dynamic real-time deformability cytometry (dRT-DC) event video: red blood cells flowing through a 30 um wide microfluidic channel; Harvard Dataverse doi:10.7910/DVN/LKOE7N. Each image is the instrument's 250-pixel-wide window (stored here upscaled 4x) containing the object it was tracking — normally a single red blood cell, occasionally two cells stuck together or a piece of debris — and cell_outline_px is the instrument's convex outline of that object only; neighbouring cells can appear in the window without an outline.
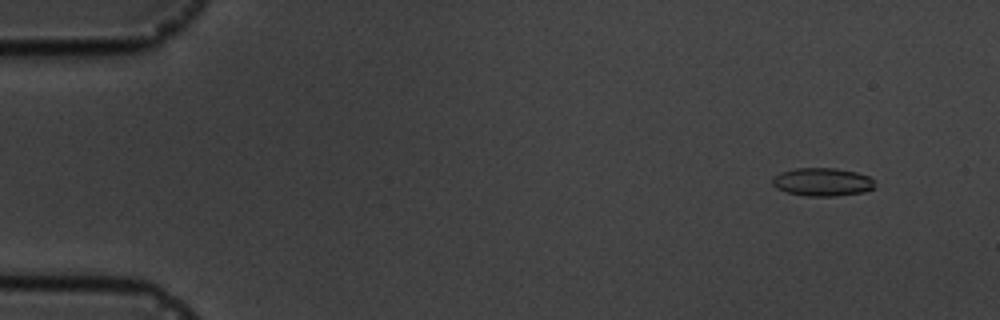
{"species": "common noctule bat (a hibernating species)", "species_latin": "Nyctalus noctula", "temperature_condition": "cold", "stored_images_in_passage": 4, "camera_frame_rate_fps": 3000, "um_per_image_px": 0.085, "animal": {"sex": "male", "body_mass_g": 19.5, "forearm_length_mm": 54.6}, "frame": {"image": 1, "passage_image": 1, "time_ms": 0.0, "image_size_px": [1000, 320], "cell_outline_px": [[872, 188], [864, 192], [836, 196], [808, 196], [788, 192], [776, 188], [772, 184], [772, 176], [780, 172], [796, 168], [836, 168], [856, 172], [868, 176], [872, 180]], "centroid_in_image_um": [69.85, 15.46], "position_along_channel_um": 15.2, "area_um2": 16.7}}
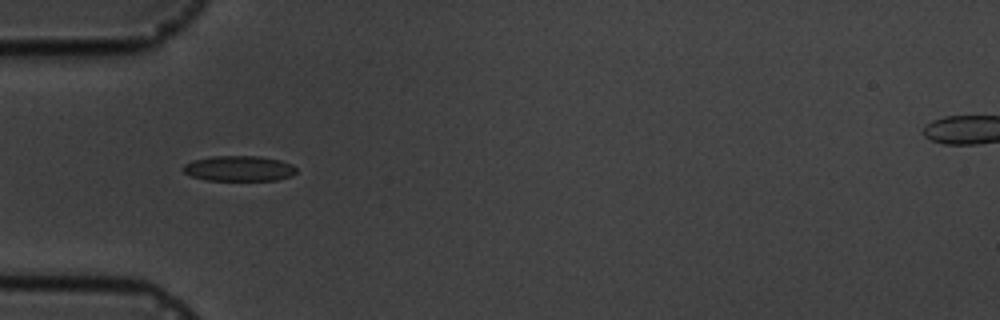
{"frame": {"image": 2, "passage_image": 4, "time_ms": 4.333, "image_size_px": [1000, 320], "cell_outline_px": [[296, 172], [292, 176], [276, 180], [204, 180], [192, 176], [184, 172], [180, 168], [184, 164], [192, 160], [212, 156], [260, 156], [280, 160], [292, 164], [296, 168]], "centroid_in_image_um": [20.3, 14.31], "position_along_channel_um": 64.7, "area_um2": 16.88}}